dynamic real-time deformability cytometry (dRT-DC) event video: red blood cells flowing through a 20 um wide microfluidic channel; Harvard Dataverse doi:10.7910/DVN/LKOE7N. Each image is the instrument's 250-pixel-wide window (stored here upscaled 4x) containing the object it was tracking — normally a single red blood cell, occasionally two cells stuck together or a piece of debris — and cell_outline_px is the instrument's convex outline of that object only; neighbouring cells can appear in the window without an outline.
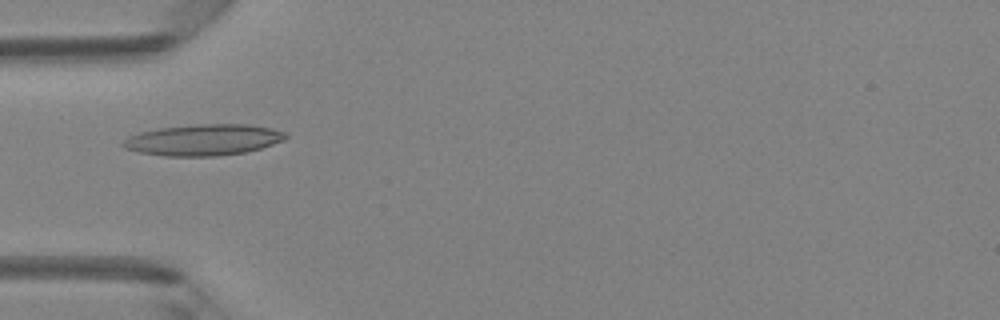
{"species": "Egyptian fruit bat (a non-hibernating species)", "species_latin": "Rousettus aegyptiacus", "temperature_condition": "room temperature", "stored_images_in_passage": 49, "camera_frame_rate_fps": 3000, "um_per_image_px": 0.085, "animal": {"sex": "female"}, "frame": {"image": 1, "passage_image": 16, "time_ms": 5.0, "image_size_px": [1000, 320], "cell_outline_px": [[288, 136], [284, 140], [260, 148], [244, 152], [216, 156], [164, 156], [136, 152], [124, 148], [120, 144], [128, 136], [140, 132], [160, 128], [200, 124], [248, 124], [272, 128], [284, 132]], "centroid_in_image_um": [17.26, 11.89], "position_along_channel_um": 67.7, "area_um2": 29.54}}
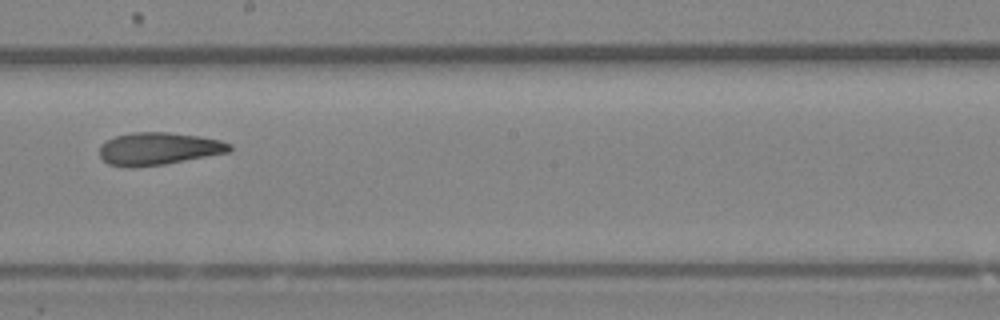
{"frame": {"image": 2, "passage_image": 28, "time_ms": 9.0, "image_size_px": [1000, 320], "cell_outline_px": [[232, 148], [228, 152], [164, 164], [108, 164], [100, 156], [100, 144], [116, 136], [132, 132], [168, 132], [196, 136], [220, 140], [232, 144]], "centroid_in_image_um": [13.52, 12.59], "position_along_channel_um": 234.7, "area_um2": 23.64}}
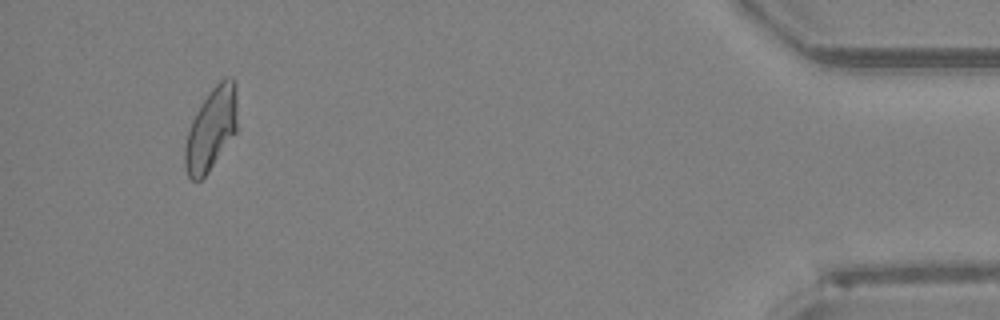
{"frame": {"image": 3, "passage_image": 46, "time_ms": 15.0, "image_size_px": [1000, 320], "cell_outline_px": [[236, 132], [208, 172], [200, 180], [192, 180], [188, 176], [184, 164], [184, 148], [188, 132], [192, 120], [200, 104], [212, 88], [224, 76], [232, 76], [236, 84]], "centroid_in_image_um": [17.95, 10.94], "position_along_channel_um": 417.3, "area_um2": 25.09}, "authors_computed_cell_mechanics": {"area_um2": 25.2008, "velocity_mm_per_s": 4.1979, "shape_relaxation_time_tau1_ms": null, "shape_relaxation_time_tau2_ms": 2.4655, "deformation_change_tau1": null, "deformation_change_tau2": 0.1017}}